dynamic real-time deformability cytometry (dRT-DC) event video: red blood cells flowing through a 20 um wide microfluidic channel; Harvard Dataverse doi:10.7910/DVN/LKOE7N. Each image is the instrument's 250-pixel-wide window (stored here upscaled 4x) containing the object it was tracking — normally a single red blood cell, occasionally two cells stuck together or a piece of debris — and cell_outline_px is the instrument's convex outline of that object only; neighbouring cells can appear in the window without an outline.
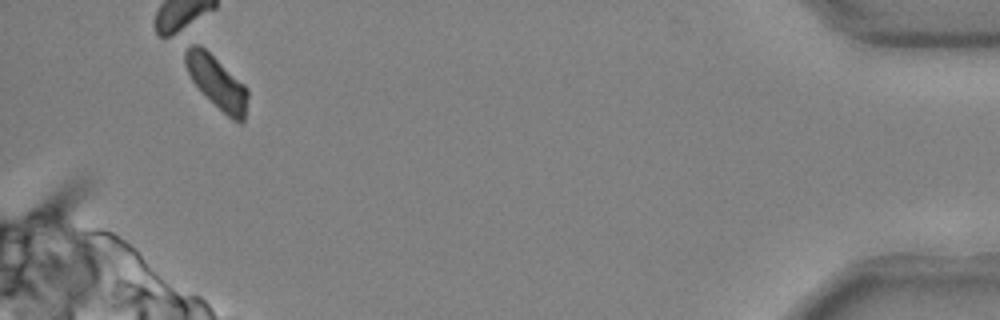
{"species": "common noctule bat (a hibernating species)", "species_latin": "Nyctalus noctula", "temperature_condition": "cold", "stored_images_in_passage": 46, "camera_frame_rate_fps": 3000, "um_per_image_px": 0.085, "animal": {"sex": "male", "body_mass_g": 20.4}, "frame": {"image": 1, "passage_image": 46, "time_ms": 15.0, "image_size_px": [1000, 320], "cell_outline_px": [[248, 96], [244, 120], [240, 124], [232, 120], [192, 80], [184, 64], [184, 52], [192, 44], [200, 44], [244, 84], [248, 88]], "centroid_in_image_um": [18.45, 6.98], "position_along_channel_um": 416.8, "area_um2": 18.61}}